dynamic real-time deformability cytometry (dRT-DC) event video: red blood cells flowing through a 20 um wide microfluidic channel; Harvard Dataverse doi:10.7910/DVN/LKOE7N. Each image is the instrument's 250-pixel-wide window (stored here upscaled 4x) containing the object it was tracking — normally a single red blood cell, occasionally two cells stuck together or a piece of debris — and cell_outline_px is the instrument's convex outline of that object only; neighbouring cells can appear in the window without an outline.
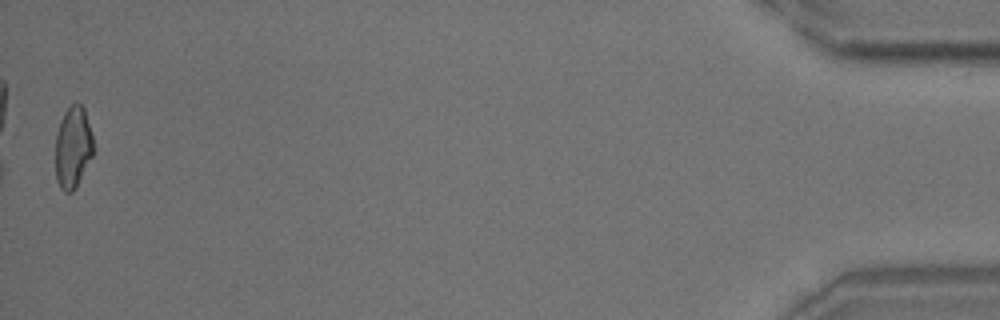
{"species": "common noctule bat (a hibernating species)", "species_latin": "Nyctalus noctula", "temperature_condition": "room temperature", "stored_images_in_passage": 39, "camera_frame_rate_fps": 3000, "um_per_image_px": 0.085, "animal": {"sex": "male", "body_mass_g": 18.8}, "frame": {"image": 1, "passage_image": 39, "time_ms": 12.667, "image_size_px": [1000, 320], "cell_outline_px": [[92, 156], [76, 188], [72, 192], [64, 192], [60, 188], [56, 180], [56, 132], [60, 120], [64, 112], [76, 100], [84, 108], [92, 136]], "centroid_in_image_um": [6.18, 12.52], "position_along_channel_um": 429.0, "area_um2": 18.03}, "authors_computed_cell_mechanics": {"area_um2": 18.9006, "velocity_mm_per_s": 3.7145, "shape_relaxation_time_tau1_ms": 6.4589, "shape_relaxation_time_tau2_ms": 3.2898, "deformation_change_tau1": 0.1881, "deformation_change_tau2": 0.1034}}